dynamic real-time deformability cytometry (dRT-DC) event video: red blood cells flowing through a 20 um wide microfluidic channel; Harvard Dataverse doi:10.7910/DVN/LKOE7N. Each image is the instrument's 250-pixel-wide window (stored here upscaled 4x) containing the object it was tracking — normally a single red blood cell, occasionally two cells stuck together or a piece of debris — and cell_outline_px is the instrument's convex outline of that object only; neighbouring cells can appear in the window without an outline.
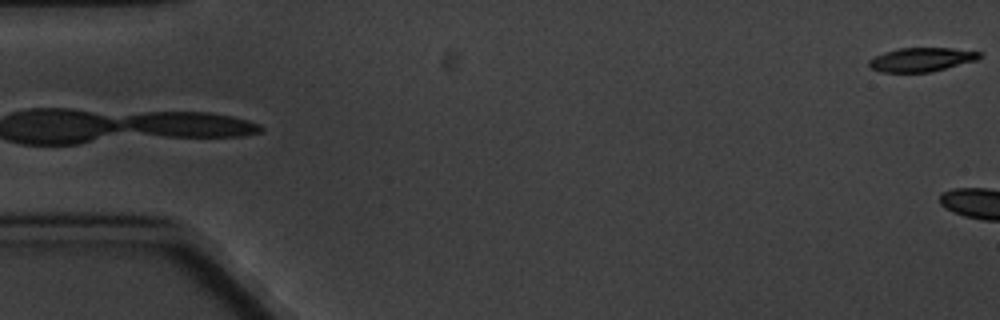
{"species": "common noctule bat (a hibernating species)", "species_latin": "Nyctalus noctula", "temperature_condition": "cold", "stored_images_in_passage": 5, "camera_frame_rate_fps": 3000, "um_per_image_px": 0.085, "animal": {"sex": "male", "body_mass_g": 20.1, "forearm_length_mm": 53.5}, "frame": {"image": 1, "passage_image": 5, "time_ms": 5.667, "image_size_px": [1000, 320], "cell_outline_px": [[980, 56], [976, 60], [932, 72], [880, 72], [872, 68], [868, 64], [868, 60], [884, 52], [900, 48], [952, 48], [980, 52]], "centroid_in_image_um": [78.3, 5.07], "position_along_channel_um": 6.7, "area_um2": 15.26}}